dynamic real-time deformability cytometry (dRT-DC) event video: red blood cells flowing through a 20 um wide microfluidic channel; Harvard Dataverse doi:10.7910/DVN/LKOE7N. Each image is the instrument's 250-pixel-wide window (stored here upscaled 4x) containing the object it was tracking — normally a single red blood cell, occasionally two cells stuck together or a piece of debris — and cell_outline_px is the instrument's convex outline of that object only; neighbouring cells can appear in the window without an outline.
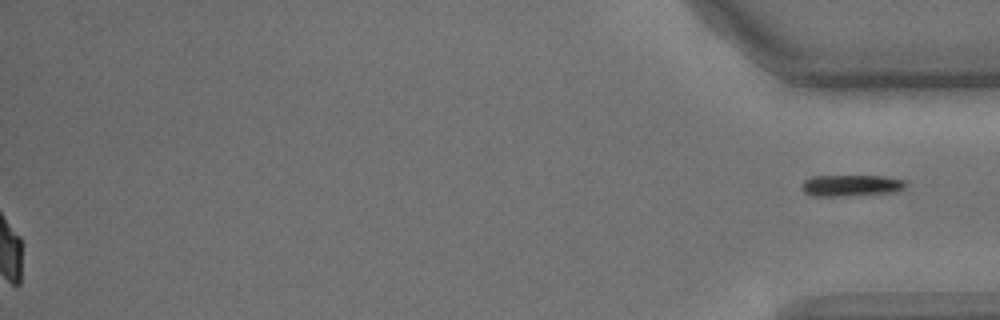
{"species": "common noctule bat (a hibernating species)", "species_latin": "Nyctalus noctula", "temperature_condition": "cold", "stored_images_in_passage": 59, "segment_of_instrument_passage": [2, 2], "camera_frame_rate_fps": 3000, "um_per_image_px": 0.085, "animal": {"sex": "male", "body_mass_g": 15.6}, "frame": {"image": 1, "passage_image": 59, "time_ms": 19.333, "image_size_px": [1000, 320], "cell_outline_px": [[908, 184], [904, 188], [896, 192], [840, 196], [812, 196], [804, 192], [800, 188], [800, 184], [804, 180], [812, 176], [884, 176], [904, 180]], "centroid_in_image_um": [72.31, 15.76], "position_along_channel_um": 362.9, "area_um2": 13.12}}